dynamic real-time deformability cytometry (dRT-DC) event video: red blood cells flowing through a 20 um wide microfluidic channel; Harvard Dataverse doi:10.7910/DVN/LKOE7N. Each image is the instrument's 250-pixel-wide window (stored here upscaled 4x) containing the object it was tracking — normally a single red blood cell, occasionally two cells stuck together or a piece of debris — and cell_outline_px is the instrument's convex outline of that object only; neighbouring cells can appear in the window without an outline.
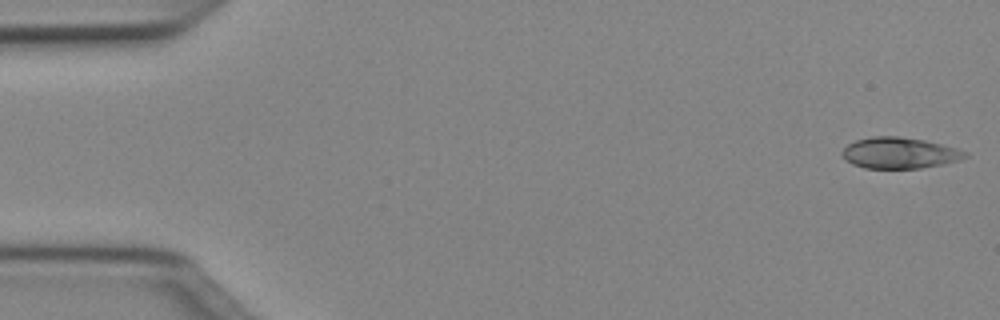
{"species": "Egyptian fruit bat (a non-hibernating species)", "species_latin": "Rousettus aegyptiacus", "temperature_condition": "cold", "stored_images_in_passage": 50, "camera_frame_rate_fps": 3000, "um_per_image_px": 0.085, "animal": {"sex": "female"}, "frame": {"image": 1, "passage_image": 1, "time_ms": 0.0, "image_size_px": [1000, 320], "cell_outline_px": [[968, 156], [956, 160], [940, 164], [920, 168], [864, 168], [852, 164], [844, 160], [840, 152], [848, 144], [856, 140], [872, 136], [900, 136], [924, 140], [956, 148], [968, 152]], "centroid_in_image_um": [76.39, 12.99], "position_along_channel_um": 8.6, "area_um2": 22.2}}
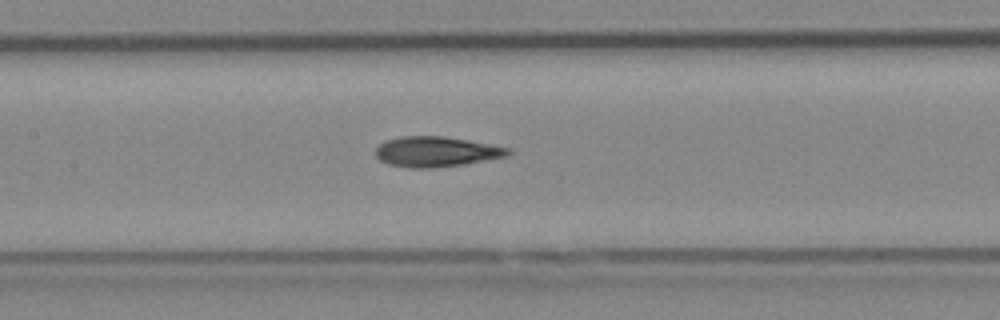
{"frame": {"image": 2, "passage_image": 23, "time_ms": 7.333, "image_size_px": [1000, 320], "cell_outline_px": [[512, 152], [508, 156], [464, 164], [432, 168], [408, 168], [388, 164], [380, 160], [376, 156], [376, 148], [384, 140], [404, 136], [444, 136], [468, 140], [512, 148]], "centroid_in_image_um": [37.09, 12.89], "position_along_channel_um": 170.3, "area_um2": 23.47}}
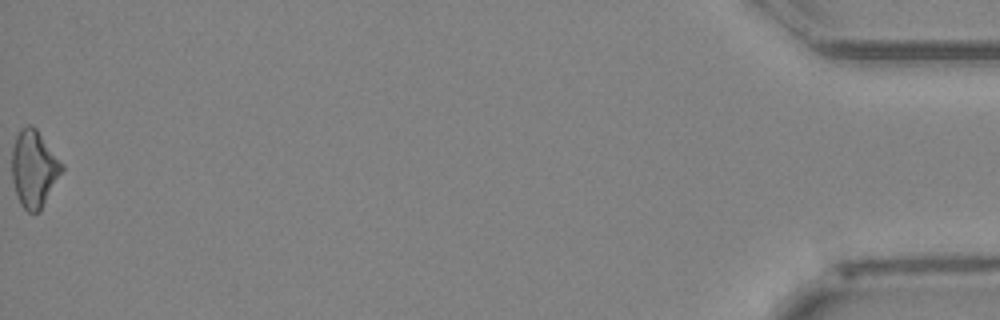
{"frame": {"image": 3, "passage_image": 50, "time_ms": 16.333, "image_size_px": [1000, 320], "cell_outline_px": [[64, 168], [40, 212], [28, 212], [20, 204], [12, 180], [12, 148], [16, 136], [20, 128], [28, 124], [32, 124], [36, 128], [64, 164]], "centroid_in_image_um": [2.89, 14.32], "position_along_channel_um": 432.3, "area_um2": 22.48}, "authors_computed_cell_mechanics": {"area_um2": 22.5131, "velocity_mm_per_s": 4.031, "shape_relaxation_time_tau1_ms": 4.5127, "shape_relaxation_time_tau2_ms": 4.885, "deformation_change_tau1": 0.1317, "deformation_change_tau2": 0.1255}}